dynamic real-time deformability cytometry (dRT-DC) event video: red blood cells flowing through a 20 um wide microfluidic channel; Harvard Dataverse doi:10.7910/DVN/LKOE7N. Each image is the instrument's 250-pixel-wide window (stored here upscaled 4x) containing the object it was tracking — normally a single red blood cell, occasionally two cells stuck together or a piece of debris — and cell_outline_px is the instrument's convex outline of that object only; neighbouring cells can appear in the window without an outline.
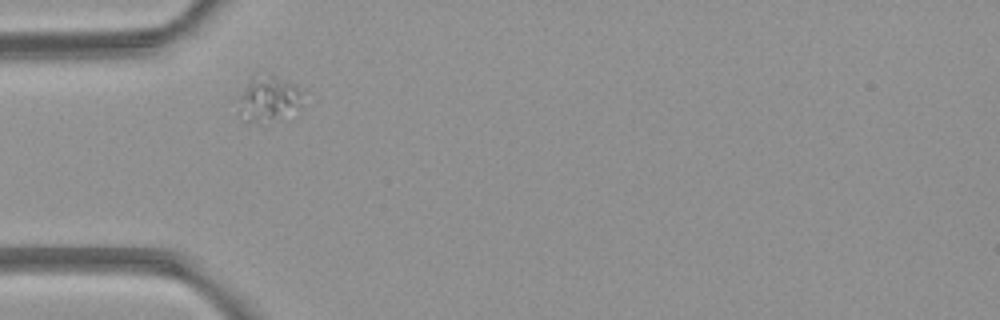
{"species": "common noctule bat (a hibernating species)", "species_latin": "Nyctalus noctula", "temperature_condition": "room temperature", "stored_images_in_passage": 2, "camera_frame_rate_fps": 3000, "um_per_image_px": 0.085, "animal": {"sex": "female", "body_mass_g": 21.9}, "frame": {"image": 1, "passage_image": 1, "time_ms": 0.0, "image_size_px": [1000, 320], "cell_outline_px": [[304, 104], [300, 108], [268, 128], [248, 120], [236, 112], [236, 96], [248, 76], [256, 68], [268, 72], [296, 84], [300, 92]], "centroid_in_image_um": [22.73, 8.37], "position_along_channel_um": 62.3, "area_um2": 19.48}}
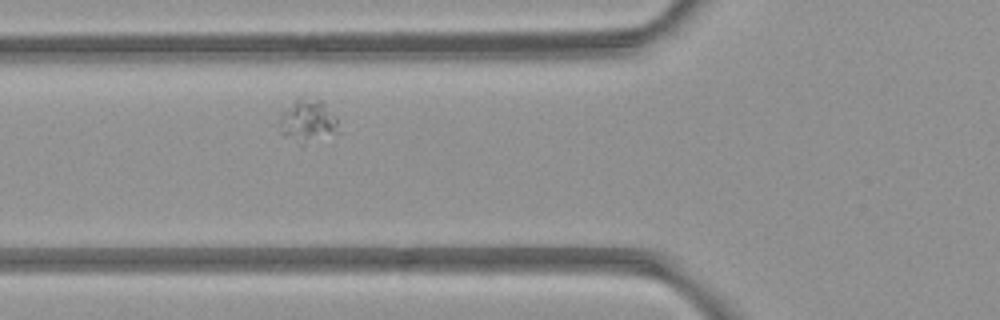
{"frame": {"image": 2, "passage_image": 2, "time_ms": 1.0, "image_size_px": [1000, 320], "cell_outline_px": [[340, 132], [304, 144], [300, 144], [284, 136], [280, 132], [280, 120], [284, 112], [296, 96], [304, 96], [320, 100], [336, 116]], "centroid_in_image_um": [26.18, 10.26], "position_along_channel_um": 99.6, "area_um2": 14.8}}